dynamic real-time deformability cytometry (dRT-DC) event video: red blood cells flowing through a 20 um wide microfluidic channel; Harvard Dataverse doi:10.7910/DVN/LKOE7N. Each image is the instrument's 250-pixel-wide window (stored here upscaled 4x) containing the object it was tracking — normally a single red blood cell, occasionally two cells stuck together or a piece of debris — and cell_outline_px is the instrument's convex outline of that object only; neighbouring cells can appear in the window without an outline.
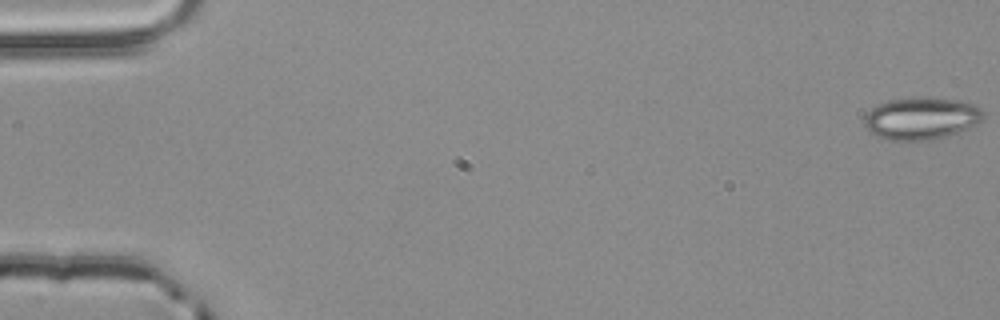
{"species": "common noctule bat (a hibernating species)", "species_latin": "Nyctalus noctula", "temperature_condition": "room temperature", "stored_images_in_passage": 55, "camera_frame_rate_fps": 3000, "um_per_image_px": 0.085, "animal": {"sex": "male", "body_mass_g": 20.4}, "frame": {"image": 1, "passage_image": 1, "time_ms": 0.0, "image_size_px": [1000, 320], "cell_outline_px": [[984, 116], [976, 124], [968, 128], [948, 136], [928, 140], [888, 140], [876, 136], [868, 132], [864, 124], [864, 116], [876, 104], [888, 100], [956, 100], [972, 104], [980, 108], [984, 112]], "centroid_in_image_um": [78.26, 10.11], "position_along_channel_um": 6.7, "area_um2": 28.5}}
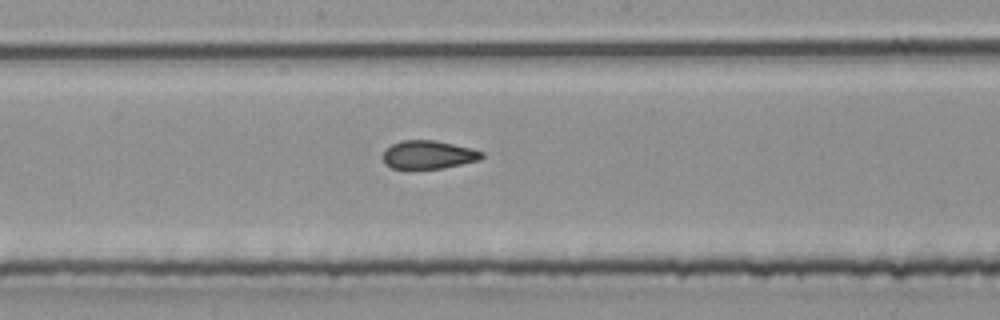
{"frame": {"image": 2, "passage_image": 30, "time_ms": 9.667, "image_size_px": [1000, 320], "cell_outline_px": [[484, 156], [480, 160], [444, 168], [392, 168], [384, 164], [384, 152], [392, 144], [400, 140], [436, 140], [472, 148], [484, 152]], "centroid_in_image_um": [36.46, 13.14], "position_along_channel_um": 211.7, "area_um2": 16.3}}
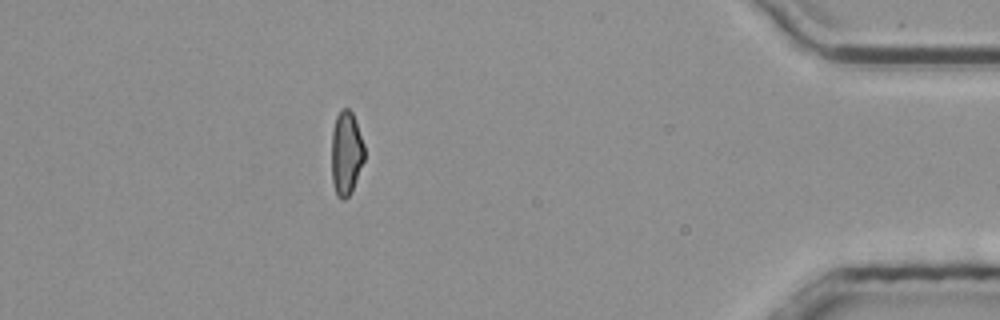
{"frame": {"image": 3, "passage_image": 49, "time_ms": 16.0, "image_size_px": [1000, 320], "cell_outline_px": [[364, 160], [352, 192], [344, 200], [340, 200], [336, 196], [332, 180], [332, 132], [336, 116], [344, 108], [348, 108], [352, 112], [364, 144]], "centroid_in_image_um": [29.42, 13.07], "position_along_channel_um": 405.8, "area_um2": 16.07}, "authors_computed_cell_mechanics": {"area_um2": 17.2244, "velocity_mm_per_s": 3.8791, "shape_relaxation_time_tau1_ms": 9.7351, "shape_relaxation_time_tau2_ms": 1.5077, "deformation_change_tau1": 0.1606, "deformation_change_tau2": 0.0746}}